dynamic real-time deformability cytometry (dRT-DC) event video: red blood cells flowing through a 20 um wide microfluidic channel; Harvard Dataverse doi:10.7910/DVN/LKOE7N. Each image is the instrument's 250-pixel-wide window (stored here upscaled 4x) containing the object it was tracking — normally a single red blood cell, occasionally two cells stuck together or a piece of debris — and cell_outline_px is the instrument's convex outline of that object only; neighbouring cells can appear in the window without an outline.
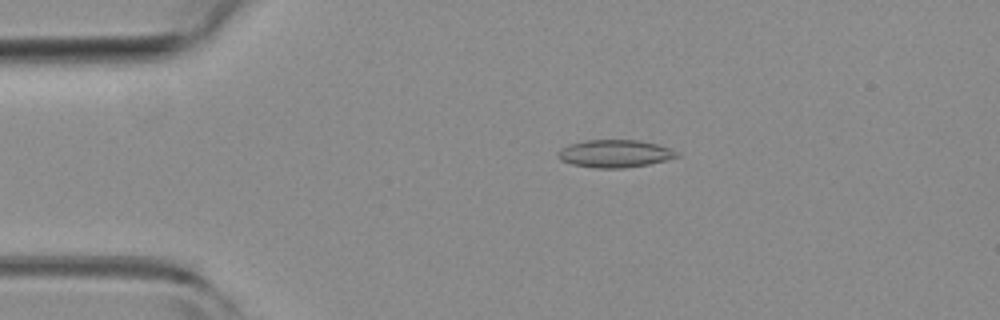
{"species": "common noctule bat (a hibernating species)", "species_latin": "Nyctalus noctula", "temperature_condition": "room temperature", "stored_images_in_passage": 5, "segment_of_instrument_passage": [1, 2], "camera_frame_rate_fps": 3000, "um_per_image_px": 0.085, "animal": {"sex": "female", "body_mass_g": 19.3, "forearm_length_mm": 54.1}, "frame": {"image": 1, "passage_image": 3, "time_ms": 0.667, "image_size_px": [1000, 320], "cell_outline_px": [[680, 156], [648, 164], [624, 168], [596, 168], [572, 164], [560, 160], [560, 148], [568, 144], [584, 140], [640, 140], [656, 144], [680, 152]], "centroid_in_image_um": [52.27, 13.05], "position_along_channel_um": 32.7, "area_um2": 19.02}}